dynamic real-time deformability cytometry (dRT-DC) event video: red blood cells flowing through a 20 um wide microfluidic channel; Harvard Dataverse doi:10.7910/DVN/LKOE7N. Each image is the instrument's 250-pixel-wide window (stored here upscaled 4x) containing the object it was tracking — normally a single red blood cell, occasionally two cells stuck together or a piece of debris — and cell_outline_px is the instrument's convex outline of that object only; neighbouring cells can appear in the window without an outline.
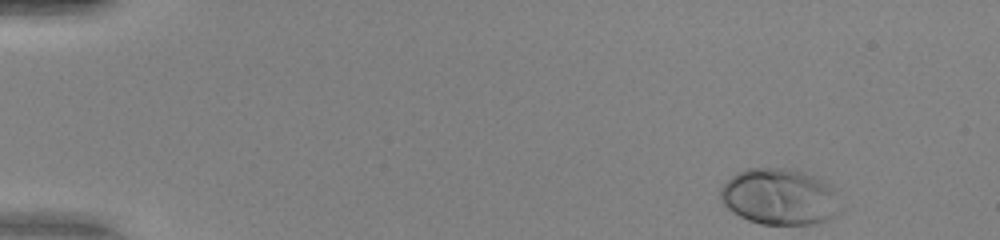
{"species": "human", "species_latin": "Homo sapiens", "temperature_condition": "warm", "stored_images_in_passage": 27, "camera_frame_rate_fps": 3000, "um_per_image_px": 0.085, "donor": {"sex": "female"}, "frame": {"image": 1, "passage_image": 1, "time_ms": 0.0, "image_size_px": [1000, 240], "cell_outline_px": [[844, 212], [828, 220], [816, 224], [760, 224], [748, 220], [732, 212], [724, 204], [720, 196], [720, 188], [736, 172], [748, 168], [792, 168], [816, 176], [832, 184], [836, 188], [844, 208]], "centroid_in_image_um": [66.38, 16.72], "position_along_channel_um": 18.6, "area_um2": 40.46}}
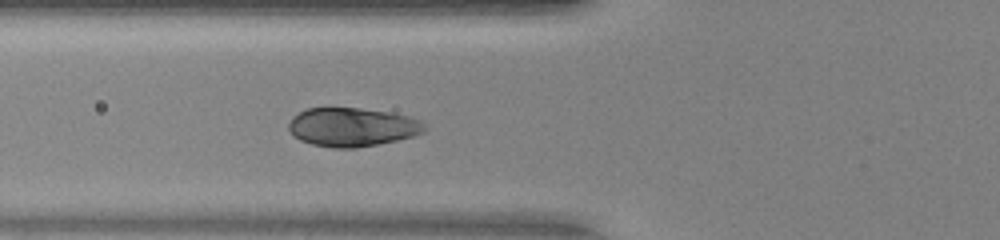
{"frame": {"image": 2, "passage_image": 16, "time_ms": 5.0, "image_size_px": [1000, 240], "cell_outline_px": [[428, 124], [424, 132], [416, 136], [356, 148], [332, 148], [312, 144], [300, 140], [288, 128], [288, 124], [292, 116], [308, 108], [360, 108], [388, 112], [408, 116], [420, 120]], "centroid_in_image_um": [29.97, 10.8], "position_along_channel_um": 95.8, "area_um2": 30.69}}
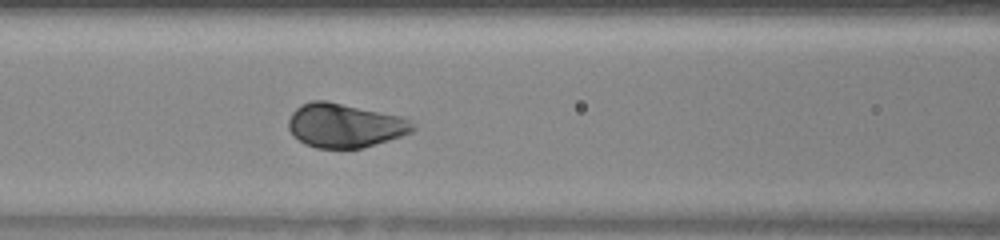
{"frame": {"image": 3, "passage_image": 19, "time_ms": 6.0, "image_size_px": [1000, 240], "cell_outline_px": [[416, 128], [412, 132], [364, 148], [316, 148], [304, 144], [292, 136], [288, 128], [288, 120], [292, 112], [300, 104], [312, 100], [324, 100], [404, 116], [416, 124]], "centroid_in_image_um": [29.3, 10.66], "position_along_channel_um": 137.3, "area_um2": 32.31}}